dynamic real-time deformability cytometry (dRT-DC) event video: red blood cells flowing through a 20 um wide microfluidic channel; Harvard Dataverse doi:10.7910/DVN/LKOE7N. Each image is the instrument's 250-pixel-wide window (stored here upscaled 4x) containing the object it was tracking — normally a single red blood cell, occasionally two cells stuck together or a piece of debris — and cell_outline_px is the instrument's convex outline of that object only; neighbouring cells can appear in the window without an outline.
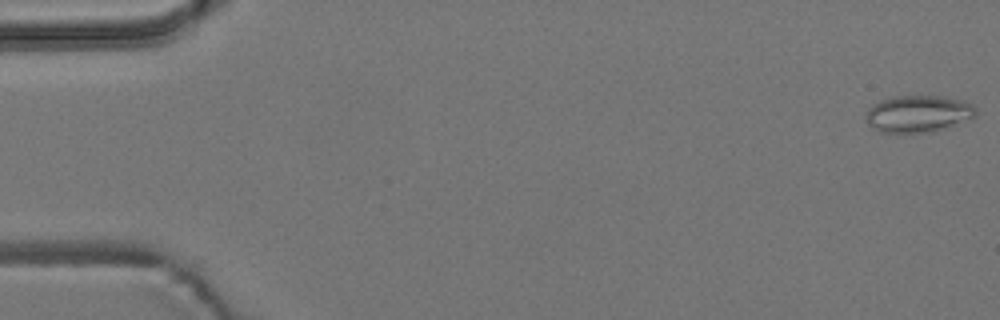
{"species": "common noctule bat (a hibernating species)", "species_latin": "Nyctalus noctula", "temperature_condition": "room temperature", "stored_images_in_passage": 8, "camera_frame_rate_fps": 3000, "um_per_image_px": 0.085, "animal": {"sex": "male", "body_mass_g": 19.2, "forearm_length_mm": 51.8}, "frame": {"image": 1, "passage_image": 1, "time_ms": 0.0, "image_size_px": [1000, 320], "cell_outline_px": [[976, 116], [932, 132], [880, 132], [872, 128], [868, 124], [864, 116], [868, 108], [872, 104], [880, 100], [892, 96], [944, 96], [964, 100], [972, 104], [976, 108]], "centroid_in_image_um": [78.01, 9.65], "position_along_channel_um": 7.0, "area_um2": 23.76}}
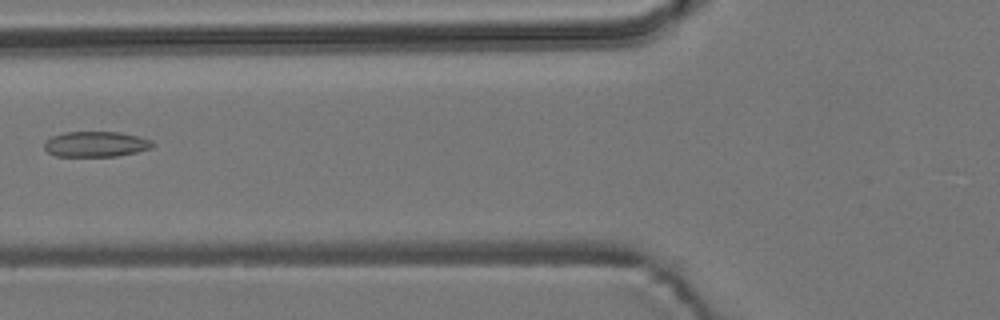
{"frame": {"image": 2, "passage_image": 7, "time_ms": 7.0, "image_size_px": [1000, 320], "cell_outline_px": [[156, 144], [152, 148], [136, 152], [116, 156], [56, 156], [48, 152], [44, 148], [44, 144], [52, 136], [64, 132], [120, 132], [140, 136], [152, 140]], "centroid_in_image_um": [8.2, 12.25], "position_along_channel_um": 117.6, "area_um2": 16.13}}
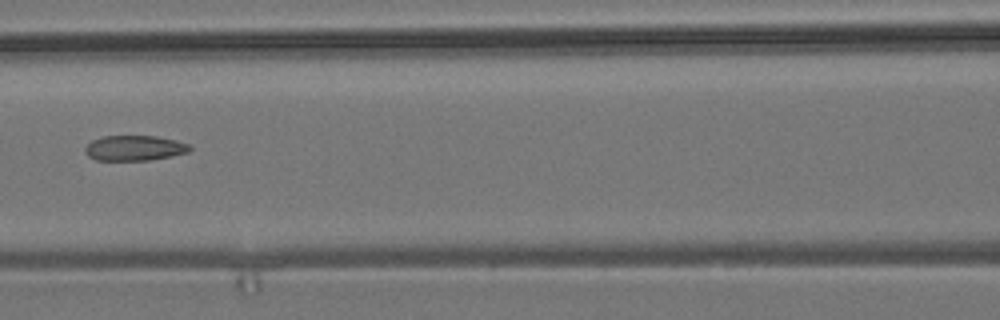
{"frame": {"image": 3, "passage_image": 8, "time_ms": 8.0, "image_size_px": [1000, 320], "cell_outline_px": [[192, 148], [188, 152], [172, 156], [148, 160], [96, 160], [88, 156], [84, 152], [84, 148], [92, 140], [104, 136], [156, 136], [176, 140], [188, 144]], "centroid_in_image_um": [11.42, 12.58], "position_along_channel_um": 155.2, "area_um2": 15.37}}